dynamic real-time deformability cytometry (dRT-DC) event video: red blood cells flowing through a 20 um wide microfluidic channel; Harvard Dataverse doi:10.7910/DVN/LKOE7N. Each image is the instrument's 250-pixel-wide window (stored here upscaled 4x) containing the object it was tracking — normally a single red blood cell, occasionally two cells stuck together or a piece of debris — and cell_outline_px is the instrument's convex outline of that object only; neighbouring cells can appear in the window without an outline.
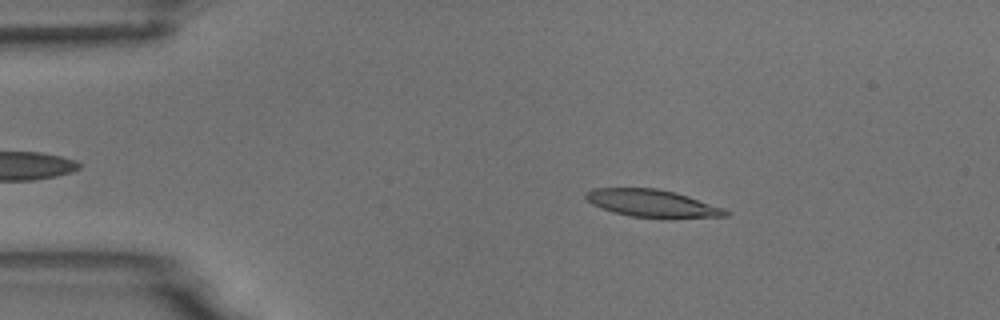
{"species": "common noctule bat (a hibernating species)", "species_latin": "Nyctalus noctula", "temperature_condition": "room temperature", "stored_images_in_passage": 8, "camera_frame_rate_fps": 3000, "um_per_image_px": 0.085, "animal": {"sex": "male", "body_mass_g": 18.8}, "frame": {"image": 1, "passage_image": 2, "time_ms": 1.0, "image_size_px": [1000, 320], "cell_outline_px": [[732, 212], [728, 216], [668, 220], [632, 216], [616, 212], [592, 204], [584, 196], [592, 188], [656, 188], [676, 192], [724, 208]], "centroid_in_image_um": [55.55, 17.31], "position_along_channel_um": 29.4, "area_um2": 22.77}}
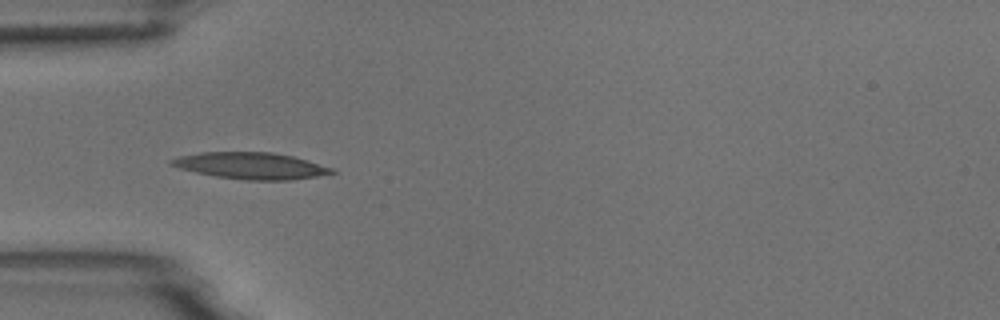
{"frame": {"image": 2, "passage_image": 4, "time_ms": 3.333, "image_size_px": [1000, 320], "cell_outline_px": [[336, 172], [316, 176], [292, 180], [244, 180], [216, 176], [196, 172], [180, 168], [168, 164], [168, 160], [180, 156], [200, 152], [272, 152], [292, 156], [332, 168]], "centroid_in_image_um": [21.28, 14.08], "position_along_channel_um": 63.7, "area_um2": 24.62}}
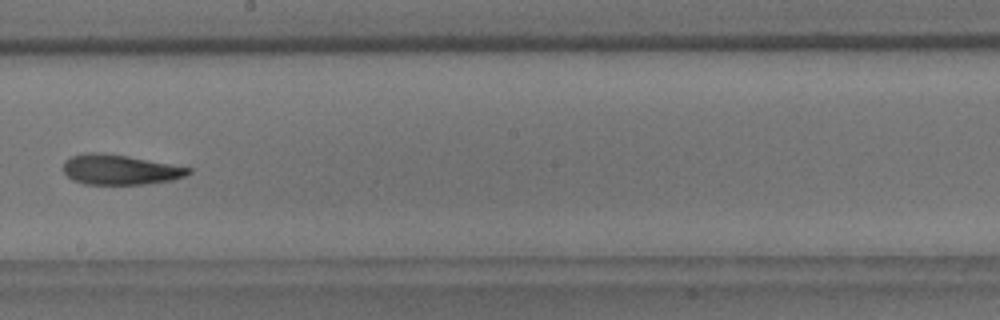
{"frame": {"image": 3, "passage_image": 8, "time_ms": 8.0, "image_size_px": [1000, 320], "cell_outline_px": [[192, 172], [184, 176], [172, 180], [144, 184], [84, 184], [72, 180], [64, 172], [64, 160], [72, 156], [84, 152], [100, 152], [128, 156], [192, 168]], "centroid_in_image_um": [10.17, 14.41], "position_along_channel_um": 238.0, "area_um2": 21.91}}